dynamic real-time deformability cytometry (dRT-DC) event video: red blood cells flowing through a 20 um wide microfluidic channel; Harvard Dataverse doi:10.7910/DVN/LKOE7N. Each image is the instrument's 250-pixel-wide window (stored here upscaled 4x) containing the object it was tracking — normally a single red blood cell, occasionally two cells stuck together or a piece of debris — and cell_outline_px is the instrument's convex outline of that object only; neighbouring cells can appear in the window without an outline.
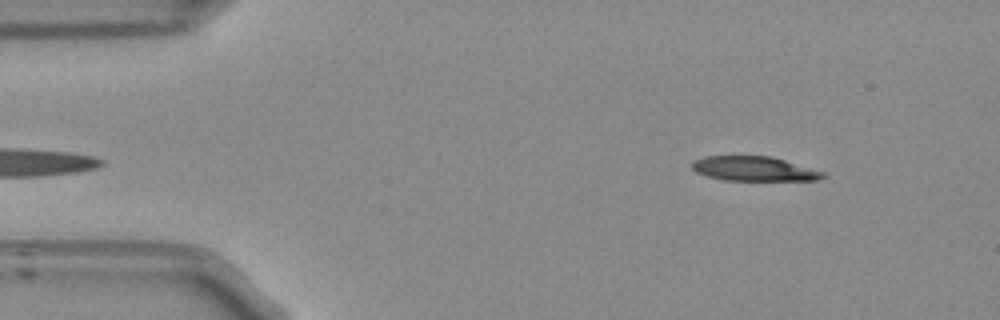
{"species": "Egyptian fruit bat (a non-hibernating species)", "species_latin": "Rousettus aegyptiacus", "temperature_condition": "room temperature", "stored_images_in_passage": 46, "camera_frame_rate_fps": 3000, "um_per_image_px": 0.085, "frame": {"image": 1, "passage_image": 2, "time_ms": 0.333, "image_size_px": [1000, 320], "cell_outline_px": [[828, 176], [816, 180], [724, 180], [708, 176], [696, 172], [692, 168], [692, 160], [704, 156], [772, 156], [824, 172]], "centroid_in_image_um": [64.08, 14.34], "position_along_channel_um": 20.9, "area_um2": 18.67}}
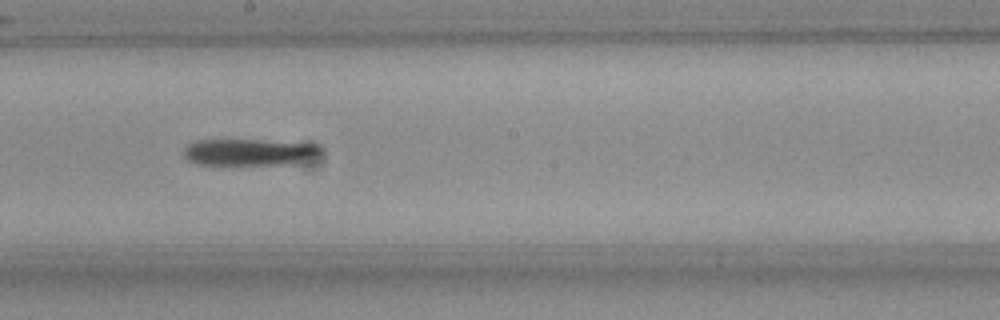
{"frame": {"image": 2, "passage_image": 24, "time_ms": 7.667, "image_size_px": [1000, 320], "cell_outline_px": [[320, 156], [280, 164], [196, 164], [188, 160], [184, 156], [184, 148], [188, 144], [196, 140], [260, 140], [312, 144], [320, 148]], "centroid_in_image_um": [21.09, 12.92], "position_along_channel_um": 227.1, "area_um2": 20.75}}
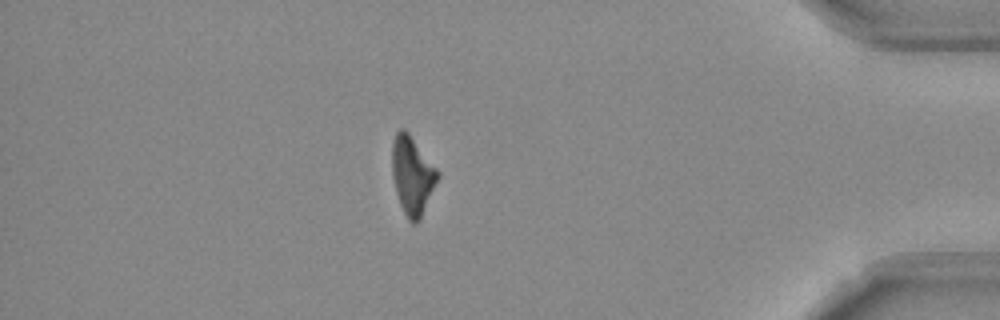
{"frame": {"image": 3, "passage_image": 41, "time_ms": 13.333, "image_size_px": [1000, 320], "cell_outline_px": [[440, 176], [420, 220], [416, 224], [412, 224], [408, 220], [400, 204], [396, 192], [392, 176], [392, 144], [396, 132], [400, 128], [404, 128], [408, 132], [440, 172]], "centroid_in_image_um": [35.05, 14.92], "position_along_channel_um": 400.1, "area_um2": 20.87}}